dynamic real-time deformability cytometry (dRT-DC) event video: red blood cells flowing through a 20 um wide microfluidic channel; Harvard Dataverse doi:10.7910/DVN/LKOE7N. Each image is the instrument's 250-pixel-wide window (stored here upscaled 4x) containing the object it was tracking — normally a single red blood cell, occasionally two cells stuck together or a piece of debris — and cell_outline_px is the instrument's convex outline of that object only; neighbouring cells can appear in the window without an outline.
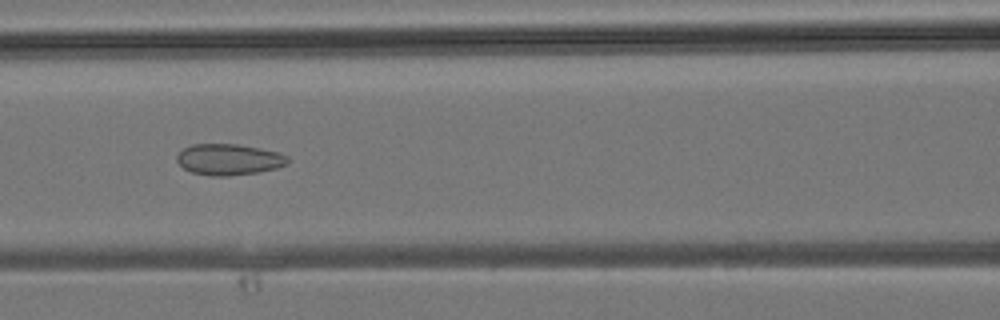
{"species": "common noctule bat (a hibernating species)", "species_latin": "Nyctalus noctula", "temperature_condition": "room temperature", "stored_images_in_passage": 37, "camera_frame_rate_fps": 3000, "um_per_image_px": 0.085, "animal": {"sex": "male", "body_mass_g": 19.2, "forearm_length_mm": 51.8}, "frame": {"image": 1, "passage_image": 16, "time_ms": 5.0, "image_size_px": [1000, 320], "cell_outline_px": [[288, 164], [276, 168], [256, 172], [228, 176], [212, 176], [192, 172], [184, 168], [176, 160], [176, 156], [184, 148], [192, 144], [240, 144], [280, 152], [288, 156]], "centroid_in_image_um": [19.47, 13.54], "position_along_channel_um": 147.1, "area_um2": 20.11}}
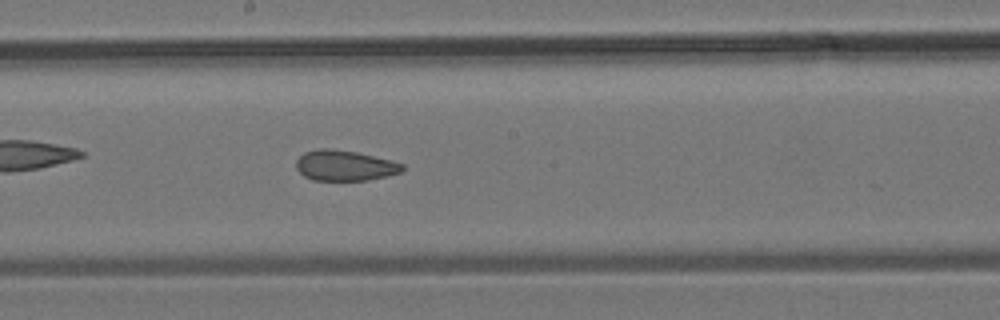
{"frame": {"image": 2, "passage_image": 20, "time_ms": 6.333, "image_size_px": [1000, 320], "cell_outline_px": [[404, 168], [400, 172], [368, 180], [312, 180], [304, 176], [296, 168], [296, 160], [304, 152], [320, 148], [328, 148], [356, 152], [392, 160], [404, 164]], "centroid_in_image_um": [29.28, 14.06], "position_along_channel_um": 218.9, "area_um2": 18.79}}
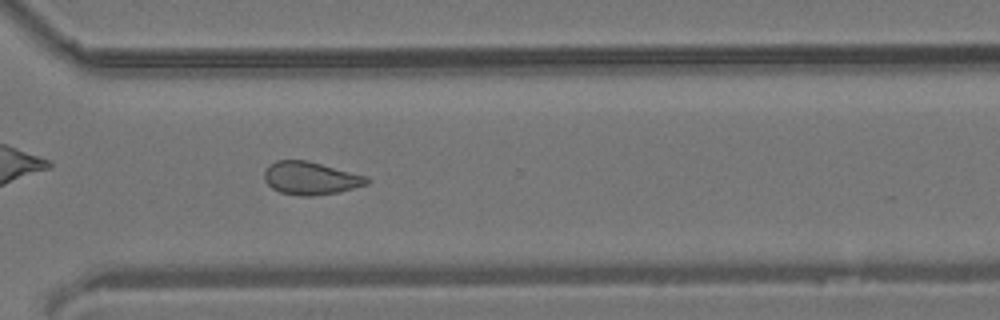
{"frame": {"image": 3, "passage_image": 27, "time_ms": 8.667, "image_size_px": [1000, 320], "cell_outline_px": [[368, 184], [340, 192], [312, 196], [300, 196], [280, 192], [272, 188], [264, 180], [264, 172], [276, 160], [308, 160], [368, 176]], "centroid_in_image_um": [26.42, 15.15], "position_along_channel_um": 344.2, "area_um2": 19.71}}